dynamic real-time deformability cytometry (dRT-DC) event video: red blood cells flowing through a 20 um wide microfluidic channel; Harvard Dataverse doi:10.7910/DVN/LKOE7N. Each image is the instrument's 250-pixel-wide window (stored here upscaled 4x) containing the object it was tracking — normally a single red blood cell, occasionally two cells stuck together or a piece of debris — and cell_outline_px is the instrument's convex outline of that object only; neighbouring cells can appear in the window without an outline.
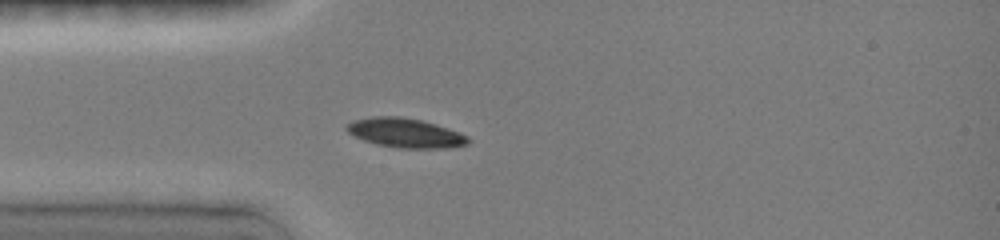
{"species": "common noctule bat (a hibernating species)", "species_latin": "Nyctalus noctula", "temperature_condition": "room temperature", "stored_images_in_passage": 15, "camera_frame_rate_fps": 3000, "um_per_image_px": 0.085, "animal": {"sex": "female", "body_mass_g": 19.0, "forearm_length_mm": 51.5}, "frame": {"image": 1, "passage_image": 9, "time_ms": 3.333, "image_size_px": [1000, 240], "cell_outline_px": [[468, 144], [452, 148], [400, 148], [376, 144], [364, 140], [348, 132], [344, 128], [344, 124], [352, 120], [372, 116], [400, 116], [424, 120], [460, 132], [468, 136]], "centroid_in_image_um": [34.44, 11.28], "position_along_channel_um": 50.6, "area_um2": 21.04}}
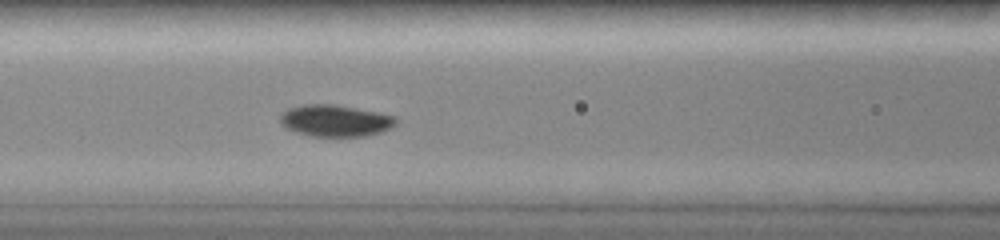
{"frame": {"image": 2, "passage_image": 15, "time_ms": 5.667, "image_size_px": [1000, 240], "cell_outline_px": [[396, 124], [392, 128], [380, 132], [364, 136], [308, 136], [296, 132], [280, 124], [280, 112], [288, 108], [304, 104], [332, 104], [380, 112], [396, 116]], "centroid_in_image_um": [28.49, 10.25], "position_along_channel_um": 138.1, "area_um2": 21.56}}